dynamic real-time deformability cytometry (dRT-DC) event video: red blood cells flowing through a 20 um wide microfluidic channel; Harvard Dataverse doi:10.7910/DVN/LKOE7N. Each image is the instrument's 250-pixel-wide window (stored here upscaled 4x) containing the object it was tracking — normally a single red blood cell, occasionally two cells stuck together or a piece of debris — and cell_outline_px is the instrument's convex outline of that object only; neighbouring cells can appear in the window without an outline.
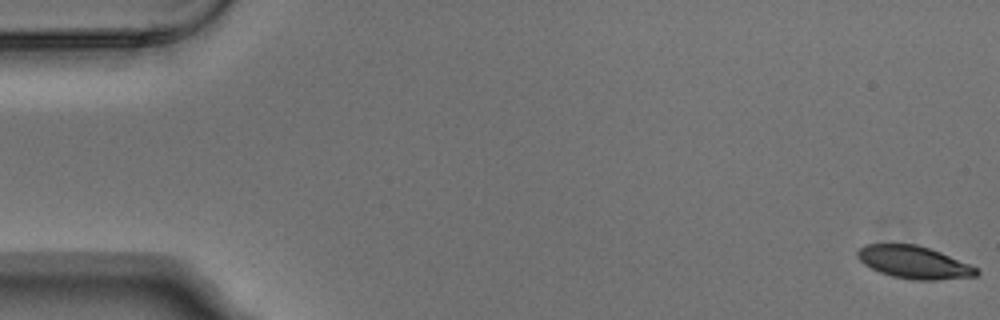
{"species": "Egyptian fruit bat (a non-hibernating species)", "species_latin": "Rousettus aegyptiacus", "temperature_condition": "warm", "stored_images_in_passage": 6, "segment_of_instrument_passage": [1, 2], "camera_frame_rate_fps": 3000, "um_per_image_px": 0.085, "animal": {"sex": "male"}, "frame": {"image": 1, "passage_image": 1, "time_ms": 0.0, "image_size_px": [1000, 320], "cell_outline_px": [[980, 272], [976, 276], [936, 280], [912, 280], [892, 276], [880, 272], [864, 264], [856, 256], [856, 252], [864, 244], [916, 244], [940, 252], [968, 264], [976, 268]], "centroid_in_image_um": [77.65, 22.29], "position_along_channel_um": 7.3, "area_um2": 22.37}}